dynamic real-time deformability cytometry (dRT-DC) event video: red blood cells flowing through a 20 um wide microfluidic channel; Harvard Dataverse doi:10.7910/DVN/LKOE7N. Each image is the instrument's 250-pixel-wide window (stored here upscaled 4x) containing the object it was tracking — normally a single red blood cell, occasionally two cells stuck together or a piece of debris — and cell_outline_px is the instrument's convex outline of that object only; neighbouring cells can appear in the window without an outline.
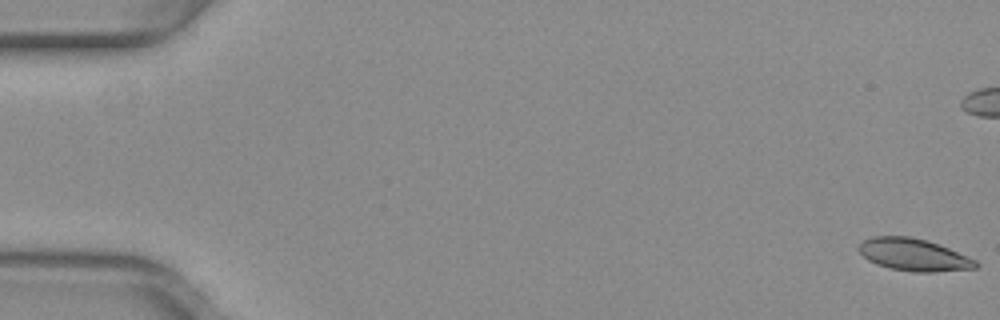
{"species": "common noctule bat (a hibernating species)", "species_latin": "Nyctalus noctula", "temperature_condition": "warm", "stored_images_in_passage": 53, "camera_frame_rate_fps": 3000, "um_per_image_px": 0.085, "animal": {"sex": "female", "body_mass_g": 29.2, "forearm_length_mm": 56.3}, "frame": {"image": 1, "passage_image": 1, "time_ms": 0.0, "image_size_px": [1000, 320], "cell_outline_px": [[980, 264], [976, 268], [936, 272], [912, 272], [888, 268], [876, 264], [868, 260], [856, 248], [864, 240], [872, 236], [908, 236], [928, 240], [940, 244], [968, 256], [976, 260]], "centroid_in_image_um": [77.68, 21.65], "position_along_channel_um": 7.3, "area_um2": 22.25}}
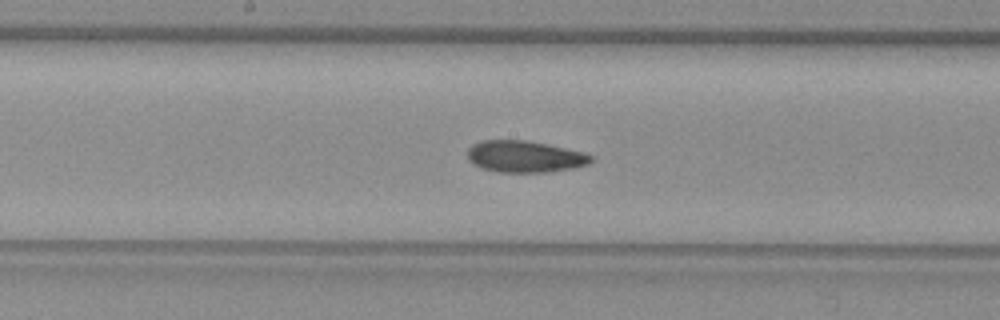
{"frame": {"image": 2, "passage_image": 28, "time_ms": 9.0, "image_size_px": [1000, 320], "cell_outline_px": [[592, 160], [588, 164], [572, 168], [548, 172], [496, 172], [472, 164], [468, 160], [468, 148], [472, 144], [480, 140], [524, 140], [548, 144], [584, 152], [592, 156]], "centroid_in_image_um": [44.58, 13.3], "position_along_channel_um": 203.6, "area_um2": 22.83}}
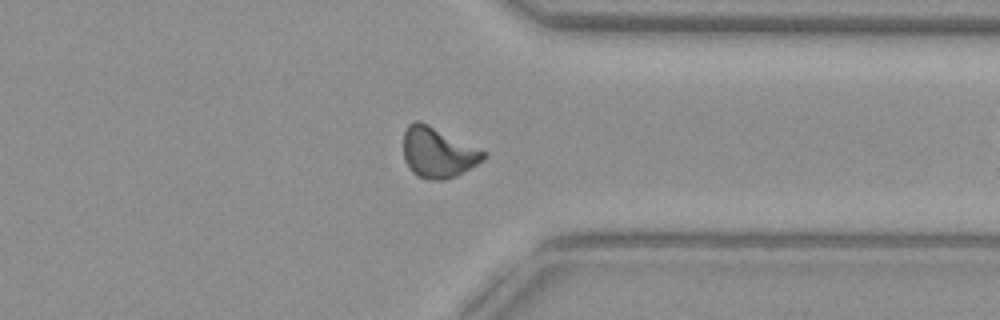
{"frame": {"image": 3, "passage_image": 41, "time_ms": 13.333, "image_size_px": [1000, 320], "cell_outline_px": [[488, 156], [484, 160], [456, 176], [444, 180], [432, 180], [416, 176], [412, 172], [404, 160], [404, 132], [408, 124], [416, 120], [420, 120], [488, 152]], "centroid_in_image_um": [37.24, 12.96], "position_along_channel_um": 374.2, "area_um2": 23.76}, "authors_computed_cell_mechanics": {"area_um2": 22.4842, "velocity_mm_per_s": 4.0066, "shape_relaxation_time_tau1_ms": null, "shape_relaxation_time_tau2_ms": 3.1329, "deformation_change_tau1": null, "deformation_change_tau2": 0.0925}}